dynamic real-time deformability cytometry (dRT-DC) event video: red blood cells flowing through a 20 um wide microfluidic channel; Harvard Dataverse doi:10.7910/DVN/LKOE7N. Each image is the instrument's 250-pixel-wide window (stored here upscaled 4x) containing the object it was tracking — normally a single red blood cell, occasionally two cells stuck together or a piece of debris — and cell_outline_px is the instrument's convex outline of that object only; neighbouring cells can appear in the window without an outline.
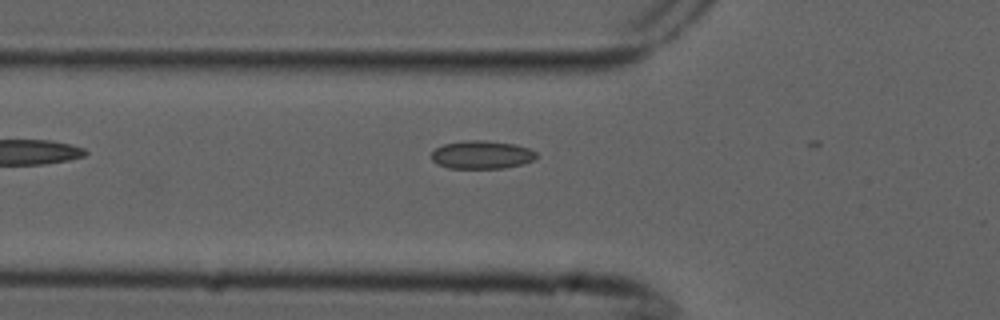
{"species": "common noctule bat (a hibernating species)", "species_latin": "Nyctalus noctula", "temperature_condition": "cold", "stored_images_in_passage": 7, "camera_frame_rate_fps": 3000, "um_per_image_px": 0.085, "animal": {"sex": "male", "forearm_length_mm": 52.5}, "frame": {"image": 1, "passage_image": 7, "time_ms": 2.0, "image_size_px": [1000, 320], "cell_outline_px": [[536, 160], [524, 164], [504, 168], [448, 168], [436, 164], [432, 160], [432, 152], [436, 148], [444, 144], [468, 140], [484, 140], [516, 144], [528, 148], [536, 152]], "centroid_in_image_um": [40.97, 13.16], "position_along_channel_um": 84.8, "area_um2": 17.34}}